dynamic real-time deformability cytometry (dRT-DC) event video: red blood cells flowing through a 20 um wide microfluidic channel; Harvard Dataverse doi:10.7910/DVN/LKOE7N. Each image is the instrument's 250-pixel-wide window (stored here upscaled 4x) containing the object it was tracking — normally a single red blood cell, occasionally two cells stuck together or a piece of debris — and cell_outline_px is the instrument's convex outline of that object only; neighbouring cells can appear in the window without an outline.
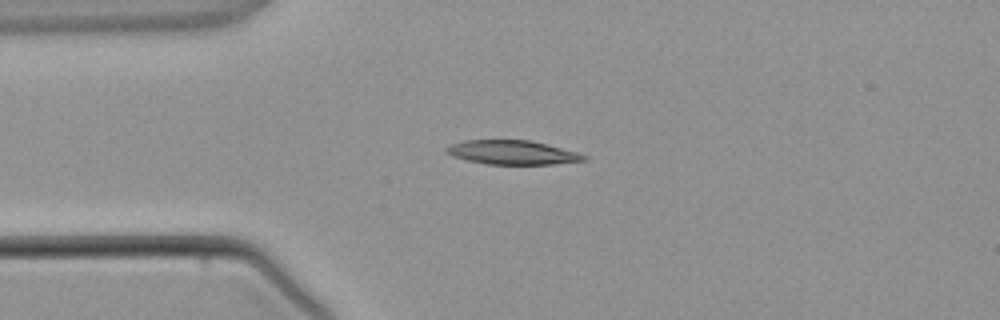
{"species": "common noctule bat (a hibernating species)", "species_latin": "Nyctalus noctula", "temperature_condition": "warm", "stored_images_in_passage": 1, "camera_frame_rate_fps": 3000, "um_per_image_px": 0.085, "animal": {"sex": "male", "body_mass_g": 21.5, "forearm_length_mm": 52.0}, "frame": {"image": 1, "passage_image": 1, "time_ms": 0.0, "image_size_px": [1000, 320], "cell_outline_px": [[588, 160], [552, 164], [488, 164], [468, 160], [452, 156], [444, 152], [444, 148], [448, 144], [464, 140], [532, 140], [548, 144], [576, 152], [588, 156]], "centroid_in_image_um": [43.52, 12.95], "position_along_channel_um": 41.5, "area_um2": 19.42}}